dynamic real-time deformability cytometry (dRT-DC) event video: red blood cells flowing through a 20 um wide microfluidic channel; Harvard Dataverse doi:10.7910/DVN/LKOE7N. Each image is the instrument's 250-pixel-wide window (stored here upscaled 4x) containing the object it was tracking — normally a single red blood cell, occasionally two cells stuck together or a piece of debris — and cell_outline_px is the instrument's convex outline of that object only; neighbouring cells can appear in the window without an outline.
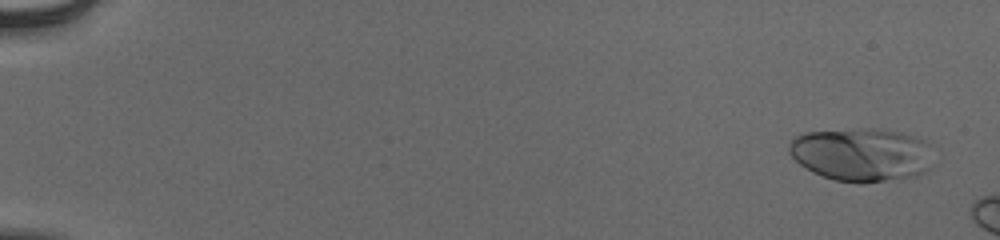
{"species": "human", "species_latin": "Homo sapiens", "temperature_condition": "cold", "stored_images_in_passage": 12, "camera_frame_rate_fps": 3000, "um_per_image_px": 0.085, "donor": {"sex": "male"}, "frame": {"image": 1, "passage_image": 3, "time_ms": 0.667, "image_size_px": [1000, 240], "cell_outline_px": [[928, 168], [924, 172], [912, 176], [884, 180], [836, 180], [812, 172], [800, 164], [788, 152], [788, 144], [796, 136], [804, 132], [868, 128], [880, 128], [912, 136], [924, 140], [928, 144]], "centroid_in_image_um": [73.15, 13.09], "position_along_channel_um": 11.9, "area_um2": 43.58}}